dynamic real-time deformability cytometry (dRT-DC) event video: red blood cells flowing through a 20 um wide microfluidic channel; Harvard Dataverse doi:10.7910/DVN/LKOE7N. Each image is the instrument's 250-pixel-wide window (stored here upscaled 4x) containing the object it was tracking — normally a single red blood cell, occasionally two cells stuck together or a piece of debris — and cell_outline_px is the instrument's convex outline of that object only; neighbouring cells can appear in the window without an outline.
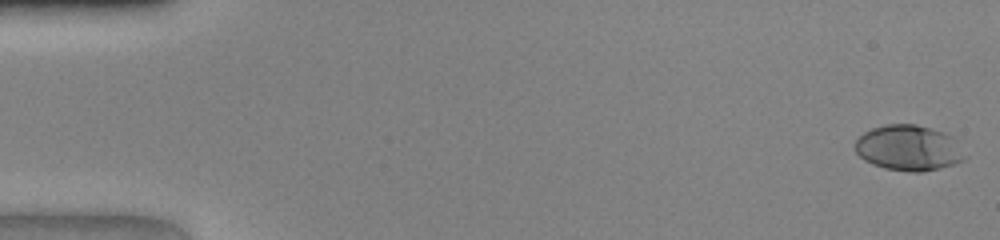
{"species": "human", "species_latin": "Homo sapiens", "temperature_condition": "warm", "stored_images_in_passage": 14, "camera_frame_rate_fps": 3000, "um_per_image_px": 0.085, "donor": {"sex": "female"}, "frame": {"image": 1, "passage_image": 1, "time_ms": 0.0, "image_size_px": [1000, 240], "cell_outline_px": [[968, 156], [964, 160], [940, 168], [920, 172], [908, 172], [884, 168], [872, 164], [864, 160], [856, 152], [856, 140], [864, 132], [872, 128], [884, 124], [916, 124], [932, 128], [956, 136]], "centroid_in_image_um": [77.3, 12.56], "position_along_channel_um": 7.7, "area_um2": 29.65}}